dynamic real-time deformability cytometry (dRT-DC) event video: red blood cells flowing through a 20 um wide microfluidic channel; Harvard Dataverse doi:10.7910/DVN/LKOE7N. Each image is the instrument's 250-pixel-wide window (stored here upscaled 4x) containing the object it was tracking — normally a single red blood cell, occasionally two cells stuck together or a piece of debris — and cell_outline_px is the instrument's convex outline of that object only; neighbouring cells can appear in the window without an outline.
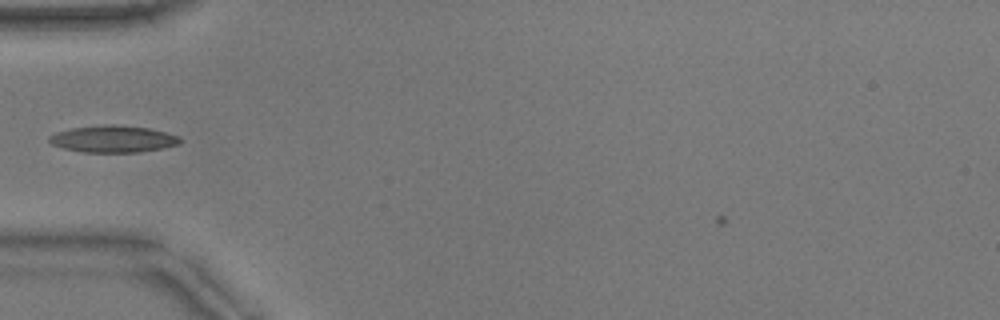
{"species": "common noctule bat (a hibernating species)", "species_latin": "Nyctalus noctula", "temperature_condition": "warm", "stored_images_in_passage": 31, "camera_frame_rate_fps": 3000, "um_per_image_px": 0.085, "animal": {"sex": "male", "body_mass_g": 17.9}, "frame": {"image": 1, "passage_image": 10, "time_ms": 3.0, "image_size_px": [1000, 320], "cell_outline_px": [[180, 144], [164, 148], [140, 152], [84, 152], [64, 148], [52, 144], [48, 140], [48, 136], [56, 132], [72, 128], [112, 124], [148, 128], [164, 132], [176, 136], [180, 140]], "centroid_in_image_um": [9.59, 11.82], "position_along_channel_um": 75.4, "area_um2": 20.23}}